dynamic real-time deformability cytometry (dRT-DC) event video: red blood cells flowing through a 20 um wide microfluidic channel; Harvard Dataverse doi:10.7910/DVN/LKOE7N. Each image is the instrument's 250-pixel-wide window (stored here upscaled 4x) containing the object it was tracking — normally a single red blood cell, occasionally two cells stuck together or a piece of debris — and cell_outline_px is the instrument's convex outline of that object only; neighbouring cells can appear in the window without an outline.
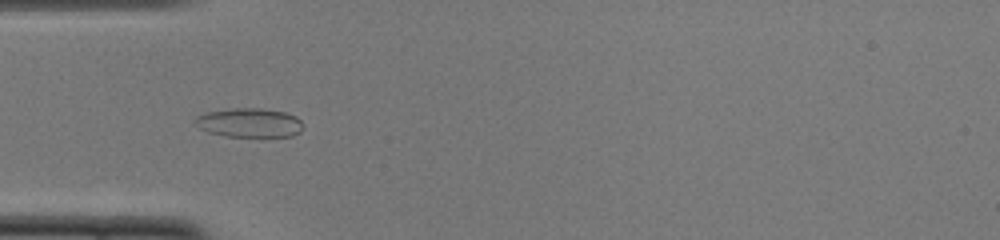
{"species": "common noctule bat (a hibernating species)", "species_latin": "Nyctalus noctula", "temperature_condition": "cold", "stored_images_in_passage": 50, "camera_frame_rate_fps": 3000, "um_per_image_px": 0.085, "animal": {"sex": "female", "body_mass_g": 22.0, "forearm_length_mm": 56.7}, "frame": {"image": 1, "passage_image": 15, "time_ms": 4.667, "image_size_px": [1000, 240], "cell_outline_px": [[300, 132], [292, 136], [224, 136], [208, 132], [200, 128], [192, 120], [196, 116], [204, 112], [232, 108], [260, 108], [284, 112], [296, 116], [300, 120]], "centroid_in_image_um": [21.13, 10.42], "position_along_channel_um": 63.9, "area_um2": 18.26}}
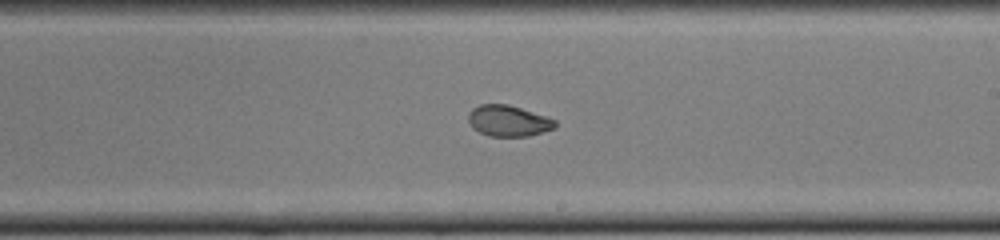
{"frame": {"image": 2, "passage_image": 29, "time_ms": 9.333, "image_size_px": [1000, 240], "cell_outline_px": [[556, 128], [528, 136], [488, 136], [472, 128], [468, 120], [468, 112], [472, 108], [480, 104], [508, 104], [556, 120]], "centroid_in_image_um": [43.18, 10.27], "position_along_channel_um": 245.8, "area_um2": 15.66}}
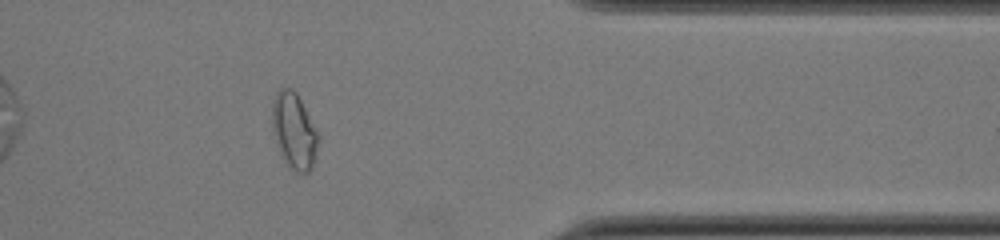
{"frame": {"image": 3, "passage_image": 41, "time_ms": 13.333, "image_size_px": [1000, 240], "cell_outline_px": [[320, 140], [312, 168], [308, 172], [296, 172], [288, 168], [280, 156], [272, 128], [272, 100], [276, 92], [280, 88], [292, 88], [296, 92], [320, 136]], "centroid_in_image_um": [24.99, 11.15], "position_along_channel_um": 386.4, "area_um2": 20.75}, "authors_computed_cell_mechanics": {"area_um2": 17.8891, "velocity_mm_per_s": 3.918, "shape_relaxation_time_tau1_ms": null, "shape_relaxation_time_tau2_ms": 2.2865, "deformation_change_tau1": null, "deformation_change_tau2": 0.0579}}